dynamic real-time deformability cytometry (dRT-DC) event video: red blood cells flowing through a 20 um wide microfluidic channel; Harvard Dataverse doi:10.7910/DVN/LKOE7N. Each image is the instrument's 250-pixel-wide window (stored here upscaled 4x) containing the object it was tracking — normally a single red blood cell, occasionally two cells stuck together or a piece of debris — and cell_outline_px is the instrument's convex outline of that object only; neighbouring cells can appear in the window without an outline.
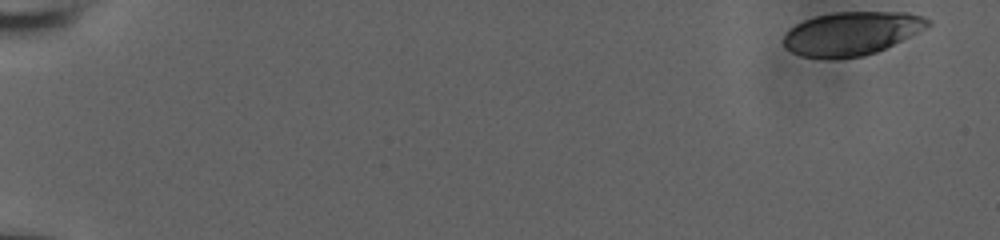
{"species": "human", "species_latin": "Homo sapiens", "temperature_condition": "room temperature", "stored_images_in_passage": 7, "camera_frame_rate_fps": 3000, "um_per_image_px": 0.085, "donor": {"sex": "male"}, "frame": {"image": 1, "passage_image": 1, "time_ms": 0.0, "image_size_px": [1000, 240], "cell_outline_px": [[932, 24], [876, 52], [864, 56], [800, 56], [792, 52], [784, 44], [784, 36], [788, 28], [804, 20], [816, 16], [836, 12], [908, 12], [924, 16], [932, 20]], "centroid_in_image_um": [72.4, 2.8], "position_along_channel_um": 12.6, "area_um2": 35.66}}
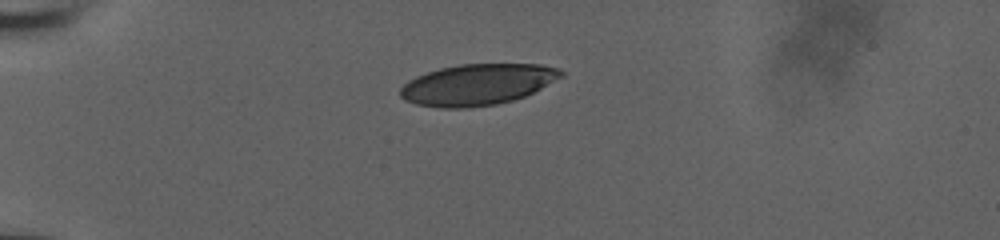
{"frame": {"image": 2, "passage_image": 6, "time_ms": 1.667, "image_size_px": [1000, 240], "cell_outline_px": [[564, 76], [524, 96], [512, 100], [496, 104], [468, 108], [440, 108], [416, 104], [404, 100], [400, 96], [400, 88], [408, 80], [416, 76], [440, 68], [460, 64], [540, 64], [560, 68], [564, 72]], "centroid_in_image_um": [40.57, 7.18], "position_along_channel_um": 44.4, "area_um2": 38.55}}